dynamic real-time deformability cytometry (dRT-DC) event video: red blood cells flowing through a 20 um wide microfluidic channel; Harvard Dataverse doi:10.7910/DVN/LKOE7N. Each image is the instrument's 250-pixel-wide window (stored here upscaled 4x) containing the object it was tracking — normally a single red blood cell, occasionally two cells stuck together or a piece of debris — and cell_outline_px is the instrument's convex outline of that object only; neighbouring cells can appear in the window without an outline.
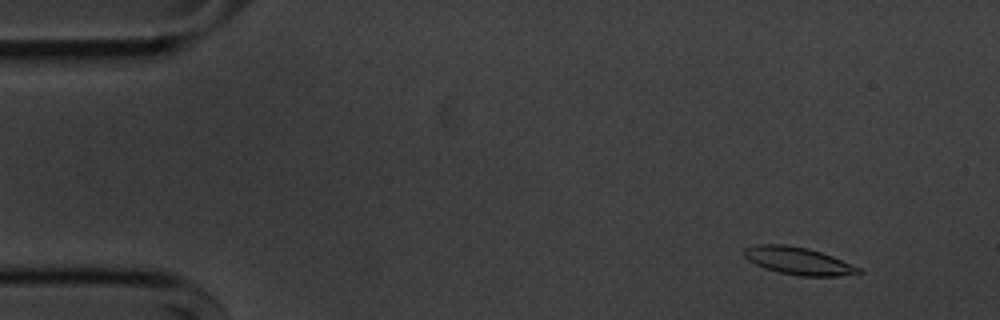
{"species": "common noctule bat (a hibernating species)", "species_latin": "Nyctalus noctula", "temperature_condition": "cold", "stored_images_in_passage": 55, "camera_frame_rate_fps": 3000, "um_per_image_px": 0.085, "animal": {"sex": "male", "body_mass_g": 20.1, "forearm_length_mm": 53.5}, "frame": {"image": 1, "passage_image": 5, "time_ms": 1.333, "image_size_px": [1000, 320], "cell_outline_px": [[864, 272], [840, 276], [800, 276], [780, 272], [764, 268], [748, 260], [744, 256], [744, 248], [760, 244], [784, 244], [808, 248], [832, 256], [860, 268]], "centroid_in_image_um": [67.85, 22.17], "position_along_channel_um": 17.2, "area_um2": 18.15}}
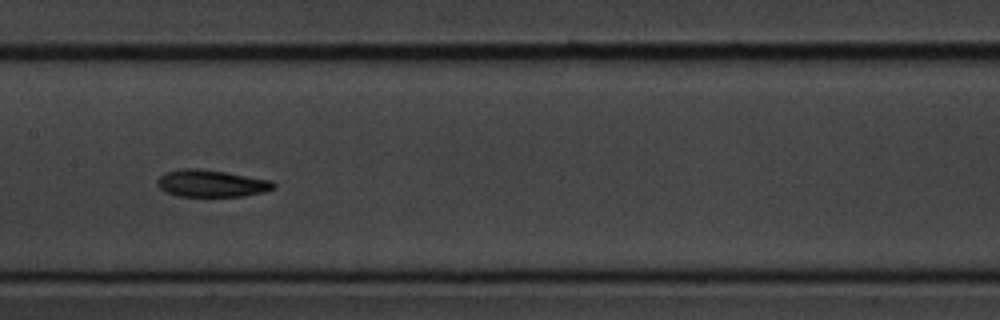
{"frame": {"image": 2, "passage_image": 27, "time_ms": 8.667, "image_size_px": [1000, 320], "cell_outline_px": [[276, 188], [264, 192], [244, 196], [176, 196], [164, 192], [156, 184], [156, 180], [160, 176], [168, 172], [180, 168], [196, 168], [224, 172], [272, 180], [276, 184]], "centroid_in_image_um": [17.96, 15.6], "position_along_channel_um": 189.4, "area_um2": 18.44}}
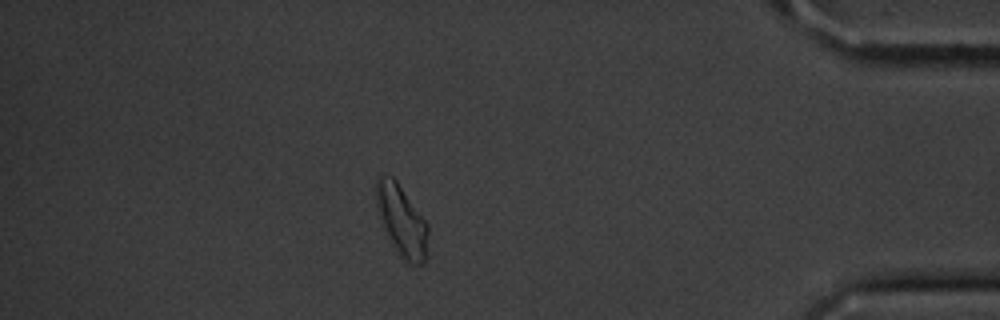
{"frame": {"image": 3, "passage_image": 48, "time_ms": 15.667, "image_size_px": [1000, 320], "cell_outline_px": [[428, 260], [420, 264], [412, 264], [404, 260], [392, 248], [380, 212], [376, 196], [376, 180], [380, 176], [392, 176], [396, 180], [428, 224]], "centroid_in_image_um": [34.2, 18.82], "position_along_channel_um": 401.0, "area_um2": 21.15}, "authors_computed_cell_mechanics": {"area_um2": 18.3226, "velocity_mm_per_s": 3.611, "shape_relaxation_time_tau1_ms": 2.4581, "shape_relaxation_time_tau2_ms": 2.1128, "deformation_change_tau1": 0.1164, "deformation_change_tau2": 0.0667}}